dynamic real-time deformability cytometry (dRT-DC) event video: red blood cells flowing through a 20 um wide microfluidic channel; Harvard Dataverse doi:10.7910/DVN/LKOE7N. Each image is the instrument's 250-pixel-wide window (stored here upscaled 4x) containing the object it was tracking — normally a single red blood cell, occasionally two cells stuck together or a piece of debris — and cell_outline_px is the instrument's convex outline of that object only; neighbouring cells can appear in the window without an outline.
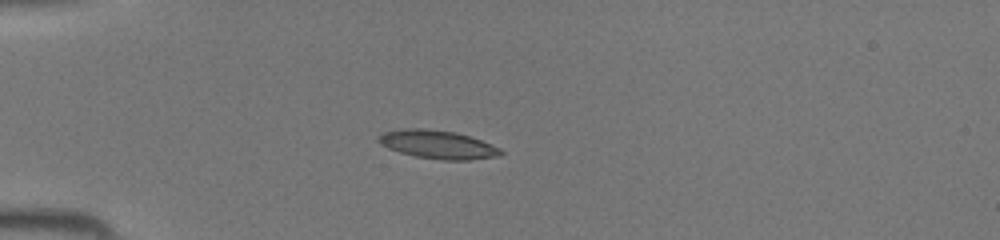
{"species": "common noctule bat (a hibernating species)", "species_latin": "Nyctalus noctula", "temperature_condition": "room temperature", "stored_images_in_passage": 33, "camera_frame_rate_fps": 3000, "um_per_image_px": 0.085, "animal": {"sex": "female", "body_mass_g": 19.5, "forearm_length_mm": 54.1}, "frame": {"image": 1, "passage_image": 1, "time_ms": 0.0, "image_size_px": [1000, 240], "cell_outline_px": [[504, 152], [496, 156], [468, 160], [444, 160], [416, 156], [400, 152], [388, 148], [380, 144], [376, 140], [376, 136], [384, 132], [404, 128], [424, 128], [456, 132], [480, 140], [500, 148]], "centroid_in_image_um": [37.15, 12.27], "position_along_channel_um": 47.8, "area_um2": 20.11}}
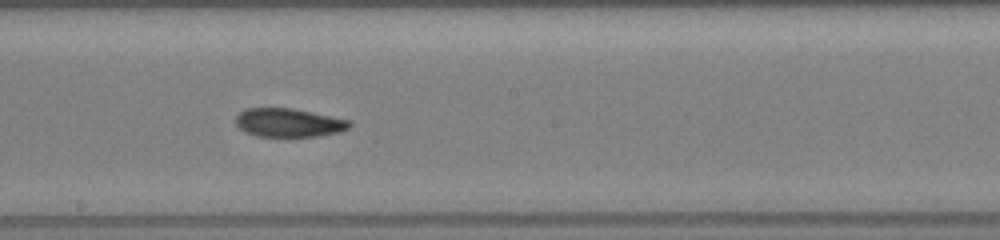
{"frame": {"image": 2, "passage_image": 14, "time_ms": 4.333, "image_size_px": [1000, 240], "cell_outline_px": [[352, 124], [348, 128], [340, 132], [316, 136], [256, 136], [244, 132], [236, 124], [236, 116], [244, 108], [292, 108], [352, 120]], "centroid_in_image_um": [24.54, 10.42], "position_along_channel_um": 223.7, "area_um2": 19.02}}
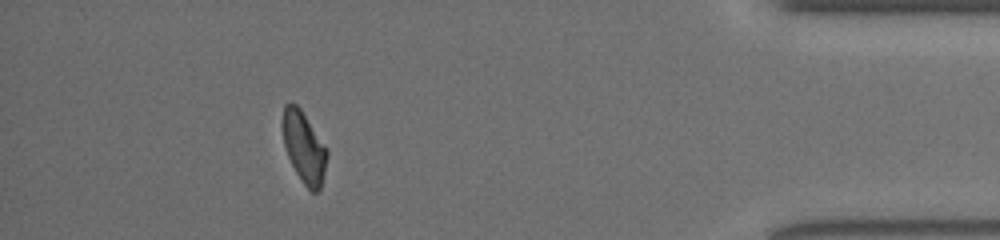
{"frame": {"image": 3, "passage_image": 29, "time_ms": 9.333, "image_size_px": [1000, 240], "cell_outline_px": [[328, 156], [320, 188], [316, 192], [312, 192], [300, 180], [288, 156], [284, 144], [280, 124], [284, 104], [296, 104], [300, 108], [328, 148]], "centroid_in_image_um": [25.82, 12.48], "position_along_channel_um": 409.4, "area_um2": 18.61}}